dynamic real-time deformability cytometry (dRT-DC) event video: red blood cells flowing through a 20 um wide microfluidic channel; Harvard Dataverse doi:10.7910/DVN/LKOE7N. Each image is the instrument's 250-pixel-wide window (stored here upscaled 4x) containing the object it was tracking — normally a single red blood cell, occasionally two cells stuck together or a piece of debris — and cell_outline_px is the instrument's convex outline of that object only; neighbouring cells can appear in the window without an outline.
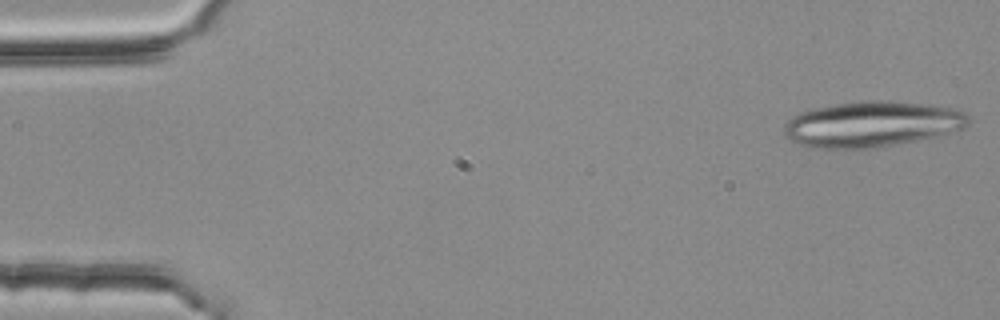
{"species": "common noctule bat (a hibernating species)", "species_latin": "Nyctalus noctula", "temperature_condition": "room temperature", "stored_images_in_passage": 4, "camera_frame_rate_fps": 3000, "um_per_image_px": 0.085, "animal": {"sex": "female", "body_mass_g": 25.1}, "frame": {"image": 1, "passage_image": 1, "time_ms": 0.0, "image_size_px": [1000, 320], "cell_outline_px": [[968, 124], [964, 128], [936, 136], [876, 148], [808, 148], [788, 140], [784, 136], [784, 124], [792, 116], [800, 112], [812, 108], [836, 104], [868, 100], [880, 100], [924, 104], [956, 108], [968, 112]], "centroid_in_image_um": [74.08, 10.56], "position_along_channel_um": 10.9, "area_um2": 49.25}}